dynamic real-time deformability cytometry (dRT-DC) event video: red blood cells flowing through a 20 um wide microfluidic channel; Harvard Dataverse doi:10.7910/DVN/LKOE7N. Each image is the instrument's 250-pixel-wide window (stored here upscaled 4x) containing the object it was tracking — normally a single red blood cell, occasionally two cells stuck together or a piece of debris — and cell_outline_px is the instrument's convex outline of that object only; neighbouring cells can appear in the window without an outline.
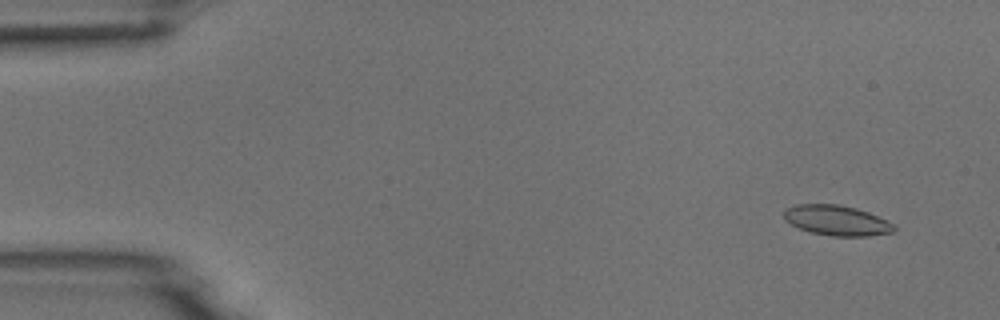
{"species": "common noctule bat (a hibernating species)", "species_latin": "Nyctalus noctula", "temperature_condition": "room temperature", "stored_images_in_passage": 4, "camera_frame_rate_fps": 3000, "um_per_image_px": 0.085, "animal": {"sex": "male", "body_mass_g": 18.8}, "frame": {"image": 1, "passage_image": 1, "time_ms": 0.0, "image_size_px": [1000, 320], "cell_outline_px": [[896, 232], [868, 236], [832, 236], [812, 232], [800, 228], [784, 220], [784, 208], [796, 204], [840, 204], [856, 208], [868, 212], [888, 220], [896, 224]], "centroid_in_image_um": [71.16, 18.73], "position_along_channel_um": 13.8, "area_um2": 19.59}}
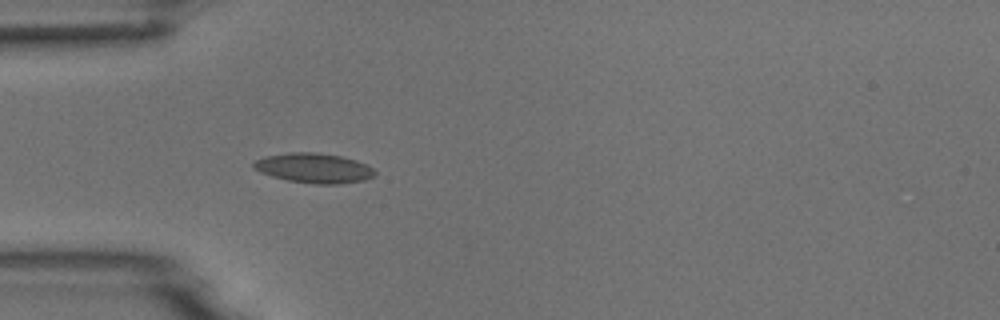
{"frame": {"image": 2, "passage_image": 4, "time_ms": 4.0, "image_size_px": [1000, 320], "cell_outline_px": [[376, 176], [364, 180], [340, 184], [312, 184], [288, 180], [272, 176], [260, 172], [252, 168], [252, 164], [256, 160], [264, 156], [288, 152], [316, 152], [340, 156], [356, 160], [368, 164], [376, 172]], "centroid_in_image_um": [26.69, 14.28], "position_along_channel_um": 58.3, "area_um2": 21.27}}